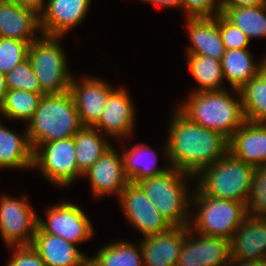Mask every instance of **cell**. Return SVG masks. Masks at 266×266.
I'll return each instance as SVG.
<instances>
[{
  "mask_svg": "<svg viewBox=\"0 0 266 266\" xmlns=\"http://www.w3.org/2000/svg\"><path fill=\"white\" fill-rule=\"evenodd\" d=\"M176 111L169 123L163 153L172 168L196 177L203 168L228 152V140L218 132L194 124L178 109Z\"/></svg>",
  "mask_w": 266,
  "mask_h": 266,
  "instance_id": "1",
  "label": "cell"
},
{
  "mask_svg": "<svg viewBox=\"0 0 266 266\" xmlns=\"http://www.w3.org/2000/svg\"><path fill=\"white\" fill-rule=\"evenodd\" d=\"M28 123L26 131L33 152L43 143L73 137L83 127L70 90L44 94Z\"/></svg>",
  "mask_w": 266,
  "mask_h": 266,
  "instance_id": "2",
  "label": "cell"
},
{
  "mask_svg": "<svg viewBox=\"0 0 266 266\" xmlns=\"http://www.w3.org/2000/svg\"><path fill=\"white\" fill-rule=\"evenodd\" d=\"M190 94L177 109L194 124L218 132L227 140L246 121L240 94L238 99L225 89Z\"/></svg>",
  "mask_w": 266,
  "mask_h": 266,
  "instance_id": "3",
  "label": "cell"
},
{
  "mask_svg": "<svg viewBox=\"0 0 266 266\" xmlns=\"http://www.w3.org/2000/svg\"><path fill=\"white\" fill-rule=\"evenodd\" d=\"M192 177L171 167L162 175L146 178L137 184L172 227H185L190 226L191 218V199L185 182L186 178Z\"/></svg>",
  "mask_w": 266,
  "mask_h": 266,
  "instance_id": "4",
  "label": "cell"
},
{
  "mask_svg": "<svg viewBox=\"0 0 266 266\" xmlns=\"http://www.w3.org/2000/svg\"><path fill=\"white\" fill-rule=\"evenodd\" d=\"M254 168L227 152L196 175L197 178L199 177V184L196 187L203 195L233 200L246 205Z\"/></svg>",
  "mask_w": 266,
  "mask_h": 266,
  "instance_id": "5",
  "label": "cell"
},
{
  "mask_svg": "<svg viewBox=\"0 0 266 266\" xmlns=\"http://www.w3.org/2000/svg\"><path fill=\"white\" fill-rule=\"evenodd\" d=\"M189 197L191 205H198L189 226L197 234L230 240L248 215L244 203L203 195L197 188Z\"/></svg>",
  "mask_w": 266,
  "mask_h": 266,
  "instance_id": "6",
  "label": "cell"
},
{
  "mask_svg": "<svg viewBox=\"0 0 266 266\" xmlns=\"http://www.w3.org/2000/svg\"><path fill=\"white\" fill-rule=\"evenodd\" d=\"M60 38L42 35L30 43L28 60L44 94H61L70 90L73 76L68 72Z\"/></svg>",
  "mask_w": 266,
  "mask_h": 266,
  "instance_id": "7",
  "label": "cell"
},
{
  "mask_svg": "<svg viewBox=\"0 0 266 266\" xmlns=\"http://www.w3.org/2000/svg\"><path fill=\"white\" fill-rule=\"evenodd\" d=\"M33 168L40 169L58 186H69L76 177L83 176L78 170L73 137L41 144L33 152Z\"/></svg>",
  "mask_w": 266,
  "mask_h": 266,
  "instance_id": "8",
  "label": "cell"
},
{
  "mask_svg": "<svg viewBox=\"0 0 266 266\" xmlns=\"http://www.w3.org/2000/svg\"><path fill=\"white\" fill-rule=\"evenodd\" d=\"M25 198H0V234L9 247L31 246L37 230L38 216Z\"/></svg>",
  "mask_w": 266,
  "mask_h": 266,
  "instance_id": "9",
  "label": "cell"
},
{
  "mask_svg": "<svg viewBox=\"0 0 266 266\" xmlns=\"http://www.w3.org/2000/svg\"><path fill=\"white\" fill-rule=\"evenodd\" d=\"M37 227L44 233L59 236L76 245L89 240L94 234L88 216L80 207L69 202L50 207L46 212V221L38 216Z\"/></svg>",
  "mask_w": 266,
  "mask_h": 266,
  "instance_id": "10",
  "label": "cell"
},
{
  "mask_svg": "<svg viewBox=\"0 0 266 266\" xmlns=\"http://www.w3.org/2000/svg\"><path fill=\"white\" fill-rule=\"evenodd\" d=\"M118 200L126 219L143 237L164 233L172 228L137 183L129 182Z\"/></svg>",
  "mask_w": 266,
  "mask_h": 266,
  "instance_id": "11",
  "label": "cell"
},
{
  "mask_svg": "<svg viewBox=\"0 0 266 266\" xmlns=\"http://www.w3.org/2000/svg\"><path fill=\"white\" fill-rule=\"evenodd\" d=\"M193 232V233H192ZM186 226V236L176 266H229V240L197 234Z\"/></svg>",
  "mask_w": 266,
  "mask_h": 266,
  "instance_id": "12",
  "label": "cell"
},
{
  "mask_svg": "<svg viewBox=\"0 0 266 266\" xmlns=\"http://www.w3.org/2000/svg\"><path fill=\"white\" fill-rule=\"evenodd\" d=\"M90 5L91 0H48L40 15V34L62 37L83 21Z\"/></svg>",
  "mask_w": 266,
  "mask_h": 266,
  "instance_id": "13",
  "label": "cell"
},
{
  "mask_svg": "<svg viewBox=\"0 0 266 266\" xmlns=\"http://www.w3.org/2000/svg\"><path fill=\"white\" fill-rule=\"evenodd\" d=\"M115 90L101 79L87 77L81 83L72 77L70 91L83 126H94L98 122L109 96Z\"/></svg>",
  "mask_w": 266,
  "mask_h": 266,
  "instance_id": "14",
  "label": "cell"
},
{
  "mask_svg": "<svg viewBox=\"0 0 266 266\" xmlns=\"http://www.w3.org/2000/svg\"><path fill=\"white\" fill-rule=\"evenodd\" d=\"M111 146L104 154L85 172L93 191L97 197L116 194L120 197L121 192L129 183L124 173L123 156Z\"/></svg>",
  "mask_w": 266,
  "mask_h": 266,
  "instance_id": "15",
  "label": "cell"
},
{
  "mask_svg": "<svg viewBox=\"0 0 266 266\" xmlns=\"http://www.w3.org/2000/svg\"><path fill=\"white\" fill-rule=\"evenodd\" d=\"M129 93L117 88L108 98L98 122L94 125L106 137H128L135 121V109ZM103 131V132H102Z\"/></svg>",
  "mask_w": 266,
  "mask_h": 266,
  "instance_id": "16",
  "label": "cell"
},
{
  "mask_svg": "<svg viewBox=\"0 0 266 266\" xmlns=\"http://www.w3.org/2000/svg\"><path fill=\"white\" fill-rule=\"evenodd\" d=\"M228 152L254 167L266 166V123L246 120L228 140Z\"/></svg>",
  "mask_w": 266,
  "mask_h": 266,
  "instance_id": "17",
  "label": "cell"
},
{
  "mask_svg": "<svg viewBox=\"0 0 266 266\" xmlns=\"http://www.w3.org/2000/svg\"><path fill=\"white\" fill-rule=\"evenodd\" d=\"M230 258L266 262V217L247 215L229 240Z\"/></svg>",
  "mask_w": 266,
  "mask_h": 266,
  "instance_id": "18",
  "label": "cell"
},
{
  "mask_svg": "<svg viewBox=\"0 0 266 266\" xmlns=\"http://www.w3.org/2000/svg\"><path fill=\"white\" fill-rule=\"evenodd\" d=\"M185 236L186 226L145 236L139 244L144 266H176Z\"/></svg>",
  "mask_w": 266,
  "mask_h": 266,
  "instance_id": "19",
  "label": "cell"
},
{
  "mask_svg": "<svg viewBox=\"0 0 266 266\" xmlns=\"http://www.w3.org/2000/svg\"><path fill=\"white\" fill-rule=\"evenodd\" d=\"M75 245L59 236L44 233L38 227L31 243L46 266H88L89 257Z\"/></svg>",
  "mask_w": 266,
  "mask_h": 266,
  "instance_id": "20",
  "label": "cell"
},
{
  "mask_svg": "<svg viewBox=\"0 0 266 266\" xmlns=\"http://www.w3.org/2000/svg\"><path fill=\"white\" fill-rule=\"evenodd\" d=\"M191 45L187 55H205L221 61L225 54L222 43L219 14L216 17L186 18Z\"/></svg>",
  "mask_w": 266,
  "mask_h": 266,
  "instance_id": "21",
  "label": "cell"
},
{
  "mask_svg": "<svg viewBox=\"0 0 266 266\" xmlns=\"http://www.w3.org/2000/svg\"><path fill=\"white\" fill-rule=\"evenodd\" d=\"M40 16L32 10L20 7L8 0H0V37L28 42L37 40Z\"/></svg>",
  "mask_w": 266,
  "mask_h": 266,
  "instance_id": "22",
  "label": "cell"
},
{
  "mask_svg": "<svg viewBox=\"0 0 266 266\" xmlns=\"http://www.w3.org/2000/svg\"><path fill=\"white\" fill-rule=\"evenodd\" d=\"M33 168V149L27 131L20 136L0 124V168Z\"/></svg>",
  "mask_w": 266,
  "mask_h": 266,
  "instance_id": "23",
  "label": "cell"
},
{
  "mask_svg": "<svg viewBox=\"0 0 266 266\" xmlns=\"http://www.w3.org/2000/svg\"><path fill=\"white\" fill-rule=\"evenodd\" d=\"M245 119L256 123H266V65L260 67L258 74L239 90Z\"/></svg>",
  "mask_w": 266,
  "mask_h": 266,
  "instance_id": "24",
  "label": "cell"
},
{
  "mask_svg": "<svg viewBox=\"0 0 266 266\" xmlns=\"http://www.w3.org/2000/svg\"><path fill=\"white\" fill-rule=\"evenodd\" d=\"M261 61L256 64L248 49L225 50L221 60L224 79H227L233 89L239 90L258 74L264 63V60Z\"/></svg>",
  "mask_w": 266,
  "mask_h": 266,
  "instance_id": "25",
  "label": "cell"
},
{
  "mask_svg": "<svg viewBox=\"0 0 266 266\" xmlns=\"http://www.w3.org/2000/svg\"><path fill=\"white\" fill-rule=\"evenodd\" d=\"M104 134L94 126H83L74 136L78 170L85 173L111 147Z\"/></svg>",
  "mask_w": 266,
  "mask_h": 266,
  "instance_id": "26",
  "label": "cell"
},
{
  "mask_svg": "<svg viewBox=\"0 0 266 266\" xmlns=\"http://www.w3.org/2000/svg\"><path fill=\"white\" fill-rule=\"evenodd\" d=\"M149 148L148 145L144 144H137L127 150L123 148L124 173L129 182L137 183L146 178L162 175L171 168V166L168 169L156 168L153 165L157 161L156 152Z\"/></svg>",
  "mask_w": 266,
  "mask_h": 266,
  "instance_id": "27",
  "label": "cell"
},
{
  "mask_svg": "<svg viewBox=\"0 0 266 266\" xmlns=\"http://www.w3.org/2000/svg\"><path fill=\"white\" fill-rule=\"evenodd\" d=\"M221 13L249 40L266 37V3L254 6L220 7Z\"/></svg>",
  "mask_w": 266,
  "mask_h": 266,
  "instance_id": "28",
  "label": "cell"
},
{
  "mask_svg": "<svg viewBox=\"0 0 266 266\" xmlns=\"http://www.w3.org/2000/svg\"><path fill=\"white\" fill-rule=\"evenodd\" d=\"M138 246L124 240L108 244L89 257L88 266H144L139 242Z\"/></svg>",
  "mask_w": 266,
  "mask_h": 266,
  "instance_id": "29",
  "label": "cell"
},
{
  "mask_svg": "<svg viewBox=\"0 0 266 266\" xmlns=\"http://www.w3.org/2000/svg\"><path fill=\"white\" fill-rule=\"evenodd\" d=\"M187 65L199 88L192 92L222 90L224 81L221 61L205 55H187Z\"/></svg>",
  "mask_w": 266,
  "mask_h": 266,
  "instance_id": "30",
  "label": "cell"
},
{
  "mask_svg": "<svg viewBox=\"0 0 266 266\" xmlns=\"http://www.w3.org/2000/svg\"><path fill=\"white\" fill-rule=\"evenodd\" d=\"M44 93H32L21 89L8 90L0 102V114L10 120L29 121L35 114Z\"/></svg>",
  "mask_w": 266,
  "mask_h": 266,
  "instance_id": "31",
  "label": "cell"
},
{
  "mask_svg": "<svg viewBox=\"0 0 266 266\" xmlns=\"http://www.w3.org/2000/svg\"><path fill=\"white\" fill-rule=\"evenodd\" d=\"M30 44L9 37H0V72L11 71L16 65L28 59Z\"/></svg>",
  "mask_w": 266,
  "mask_h": 266,
  "instance_id": "32",
  "label": "cell"
},
{
  "mask_svg": "<svg viewBox=\"0 0 266 266\" xmlns=\"http://www.w3.org/2000/svg\"><path fill=\"white\" fill-rule=\"evenodd\" d=\"M246 209L250 216L266 217V166L254 168Z\"/></svg>",
  "mask_w": 266,
  "mask_h": 266,
  "instance_id": "33",
  "label": "cell"
},
{
  "mask_svg": "<svg viewBox=\"0 0 266 266\" xmlns=\"http://www.w3.org/2000/svg\"><path fill=\"white\" fill-rule=\"evenodd\" d=\"M5 75L8 90L21 89L32 93H43L28 59Z\"/></svg>",
  "mask_w": 266,
  "mask_h": 266,
  "instance_id": "34",
  "label": "cell"
},
{
  "mask_svg": "<svg viewBox=\"0 0 266 266\" xmlns=\"http://www.w3.org/2000/svg\"><path fill=\"white\" fill-rule=\"evenodd\" d=\"M219 28L222 43L226 50L247 49L249 38L222 13L219 14Z\"/></svg>",
  "mask_w": 266,
  "mask_h": 266,
  "instance_id": "35",
  "label": "cell"
},
{
  "mask_svg": "<svg viewBox=\"0 0 266 266\" xmlns=\"http://www.w3.org/2000/svg\"><path fill=\"white\" fill-rule=\"evenodd\" d=\"M186 18L216 17L221 13L219 0H181Z\"/></svg>",
  "mask_w": 266,
  "mask_h": 266,
  "instance_id": "36",
  "label": "cell"
},
{
  "mask_svg": "<svg viewBox=\"0 0 266 266\" xmlns=\"http://www.w3.org/2000/svg\"><path fill=\"white\" fill-rule=\"evenodd\" d=\"M13 248L14 253L7 266H46L32 246H13Z\"/></svg>",
  "mask_w": 266,
  "mask_h": 266,
  "instance_id": "37",
  "label": "cell"
},
{
  "mask_svg": "<svg viewBox=\"0 0 266 266\" xmlns=\"http://www.w3.org/2000/svg\"><path fill=\"white\" fill-rule=\"evenodd\" d=\"M13 2L14 4L32 10L37 13L39 16L41 15L44 7V0H8Z\"/></svg>",
  "mask_w": 266,
  "mask_h": 266,
  "instance_id": "38",
  "label": "cell"
},
{
  "mask_svg": "<svg viewBox=\"0 0 266 266\" xmlns=\"http://www.w3.org/2000/svg\"><path fill=\"white\" fill-rule=\"evenodd\" d=\"M220 7H241L265 4L266 0H220Z\"/></svg>",
  "mask_w": 266,
  "mask_h": 266,
  "instance_id": "39",
  "label": "cell"
},
{
  "mask_svg": "<svg viewBox=\"0 0 266 266\" xmlns=\"http://www.w3.org/2000/svg\"><path fill=\"white\" fill-rule=\"evenodd\" d=\"M229 266H266V262L251 259L230 258Z\"/></svg>",
  "mask_w": 266,
  "mask_h": 266,
  "instance_id": "40",
  "label": "cell"
},
{
  "mask_svg": "<svg viewBox=\"0 0 266 266\" xmlns=\"http://www.w3.org/2000/svg\"><path fill=\"white\" fill-rule=\"evenodd\" d=\"M145 2L152 3L154 5L163 6V7H181V0H143Z\"/></svg>",
  "mask_w": 266,
  "mask_h": 266,
  "instance_id": "41",
  "label": "cell"
},
{
  "mask_svg": "<svg viewBox=\"0 0 266 266\" xmlns=\"http://www.w3.org/2000/svg\"><path fill=\"white\" fill-rule=\"evenodd\" d=\"M7 92L6 75L0 72V102L3 100Z\"/></svg>",
  "mask_w": 266,
  "mask_h": 266,
  "instance_id": "42",
  "label": "cell"
},
{
  "mask_svg": "<svg viewBox=\"0 0 266 266\" xmlns=\"http://www.w3.org/2000/svg\"><path fill=\"white\" fill-rule=\"evenodd\" d=\"M265 58V59H264ZM263 58V60H264V64L266 65V56Z\"/></svg>",
  "mask_w": 266,
  "mask_h": 266,
  "instance_id": "43",
  "label": "cell"
}]
</instances>
